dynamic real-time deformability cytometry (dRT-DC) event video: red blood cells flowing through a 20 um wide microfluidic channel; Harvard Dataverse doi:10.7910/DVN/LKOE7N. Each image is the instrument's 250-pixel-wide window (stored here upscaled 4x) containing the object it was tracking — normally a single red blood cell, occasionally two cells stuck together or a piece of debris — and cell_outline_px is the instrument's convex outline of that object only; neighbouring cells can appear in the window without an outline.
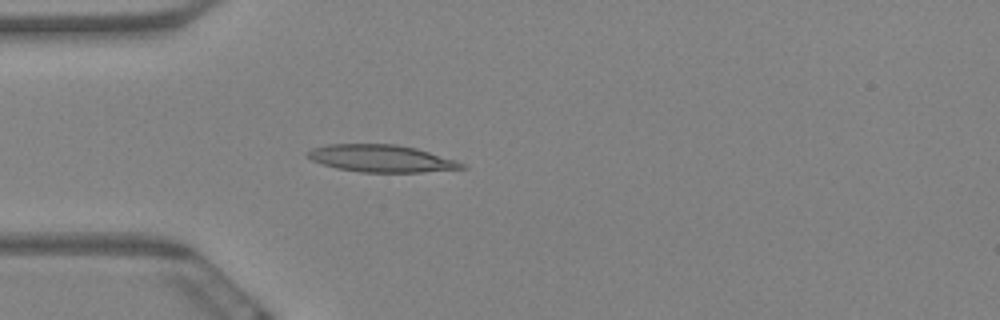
{"species": "Egyptian fruit bat (a non-hibernating species)", "species_latin": "Rousettus aegyptiacus", "temperature_condition": "warm", "stored_images_in_passage": 4, "camera_frame_rate_fps": 3000, "um_per_image_px": 0.085, "animal": {"sex": "female"}, "frame": {"image": 1, "passage_image": 4, "time_ms": 1.0, "image_size_px": [1000, 320], "cell_outline_px": [[468, 168], [420, 172], [360, 172], [336, 168], [312, 160], [308, 156], [308, 152], [312, 148], [328, 144], [396, 144], [416, 148], [456, 160], [464, 164]], "centroid_in_image_um": [32.43, 13.47], "position_along_channel_um": 52.6, "area_um2": 24.28}}